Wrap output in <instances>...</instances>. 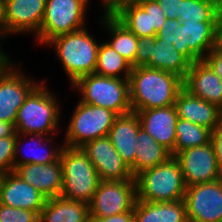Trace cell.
Wrapping results in <instances>:
<instances>
[{
    "label": "cell",
    "instance_id": "obj_10",
    "mask_svg": "<svg viewBox=\"0 0 222 222\" xmlns=\"http://www.w3.org/2000/svg\"><path fill=\"white\" fill-rule=\"evenodd\" d=\"M137 200L135 178L100 181L89 205L90 218H105L134 210Z\"/></svg>",
    "mask_w": 222,
    "mask_h": 222
},
{
    "label": "cell",
    "instance_id": "obj_43",
    "mask_svg": "<svg viewBox=\"0 0 222 222\" xmlns=\"http://www.w3.org/2000/svg\"><path fill=\"white\" fill-rule=\"evenodd\" d=\"M104 4V11L103 13H111L113 12L119 5L136 0H101Z\"/></svg>",
    "mask_w": 222,
    "mask_h": 222
},
{
    "label": "cell",
    "instance_id": "obj_35",
    "mask_svg": "<svg viewBox=\"0 0 222 222\" xmlns=\"http://www.w3.org/2000/svg\"><path fill=\"white\" fill-rule=\"evenodd\" d=\"M155 39L156 35L138 38V49L135 54L134 67L146 66L149 63Z\"/></svg>",
    "mask_w": 222,
    "mask_h": 222
},
{
    "label": "cell",
    "instance_id": "obj_9",
    "mask_svg": "<svg viewBox=\"0 0 222 222\" xmlns=\"http://www.w3.org/2000/svg\"><path fill=\"white\" fill-rule=\"evenodd\" d=\"M219 43L220 21L180 22L175 28L173 46L191 63L203 60Z\"/></svg>",
    "mask_w": 222,
    "mask_h": 222
},
{
    "label": "cell",
    "instance_id": "obj_5",
    "mask_svg": "<svg viewBox=\"0 0 222 222\" xmlns=\"http://www.w3.org/2000/svg\"><path fill=\"white\" fill-rule=\"evenodd\" d=\"M71 86L78 90L83 103L106 108L116 115L132 111L128 79L92 73L78 78Z\"/></svg>",
    "mask_w": 222,
    "mask_h": 222
},
{
    "label": "cell",
    "instance_id": "obj_21",
    "mask_svg": "<svg viewBox=\"0 0 222 222\" xmlns=\"http://www.w3.org/2000/svg\"><path fill=\"white\" fill-rule=\"evenodd\" d=\"M140 129L138 114L131 111L117 115L108 134L114 148L130 169L135 165V140Z\"/></svg>",
    "mask_w": 222,
    "mask_h": 222
},
{
    "label": "cell",
    "instance_id": "obj_28",
    "mask_svg": "<svg viewBox=\"0 0 222 222\" xmlns=\"http://www.w3.org/2000/svg\"><path fill=\"white\" fill-rule=\"evenodd\" d=\"M111 14L138 38L157 34L150 29L149 12H145L137 1L125 2Z\"/></svg>",
    "mask_w": 222,
    "mask_h": 222
},
{
    "label": "cell",
    "instance_id": "obj_11",
    "mask_svg": "<svg viewBox=\"0 0 222 222\" xmlns=\"http://www.w3.org/2000/svg\"><path fill=\"white\" fill-rule=\"evenodd\" d=\"M14 63L9 60L0 69V121H7L15 126L18 109L40 82L28 78L20 71V64Z\"/></svg>",
    "mask_w": 222,
    "mask_h": 222
},
{
    "label": "cell",
    "instance_id": "obj_27",
    "mask_svg": "<svg viewBox=\"0 0 222 222\" xmlns=\"http://www.w3.org/2000/svg\"><path fill=\"white\" fill-rule=\"evenodd\" d=\"M103 14L101 24H103L104 28L106 27L105 29L112 36L106 42L134 67L135 54L138 49V37L120 23L111 13Z\"/></svg>",
    "mask_w": 222,
    "mask_h": 222
},
{
    "label": "cell",
    "instance_id": "obj_40",
    "mask_svg": "<svg viewBox=\"0 0 222 222\" xmlns=\"http://www.w3.org/2000/svg\"><path fill=\"white\" fill-rule=\"evenodd\" d=\"M90 222H134V210L105 218H91Z\"/></svg>",
    "mask_w": 222,
    "mask_h": 222
},
{
    "label": "cell",
    "instance_id": "obj_19",
    "mask_svg": "<svg viewBox=\"0 0 222 222\" xmlns=\"http://www.w3.org/2000/svg\"><path fill=\"white\" fill-rule=\"evenodd\" d=\"M183 86L193 96L215 104L222 110V81L204 60L191 63Z\"/></svg>",
    "mask_w": 222,
    "mask_h": 222
},
{
    "label": "cell",
    "instance_id": "obj_2",
    "mask_svg": "<svg viewBox=\"0 0 222 222\" xmlns=\"http://www.w3.org/2000/svg\"><path fill=\"white\" fill-rule=\"evenodd\" d=\"M99 45L85 27L56 36L45 44L55 49L71 85L78 78L95 72Z\"/></svg>",
    "mask_w": 222,
    "mask_h": 222
},
{
    "label": "cell",
    "instance_id": "obj_39",
    "mask_svg": "<svg viewBox=\"0 0 222 222\" xmlns=\"http://www.w3.org/2000/svg\"><path fill=\"white\" fill-rule=\"evenodd\" d=\"M163 10L164 14L169 19L178 18L181 16L182 0H156Z\"/></svg>",
    "mask_w": 222,
    "mask_h": 222
},
{
    "label": "cell",
    "instance_id": "obj_14",
    "mask_svg": "<svg viewBox=\"0 0 222 222\" xmlns=\"http://www.w3.org/2000/svg\"><path fill=\"white\" fill-rule=\"evenodd\" d=\"M80 148L93 164L100 181L134 179L131 169L118 154L108 136L86 142Z\"/></svg>",
    "mask_w": 222,
    "mask_h": 222
},
{
    "label": "cell",
    "instance_id": "obj_8",
    "mask_svg": "<svg viewBox=\"0 0 222 222\" xmlns=\"http://www.w3.org/2000/svg\"><path fill=\"white\" fill-rule=\"evenodd\" d=\"M89 2V0H46L42 25L35 36L36 41L40 45H45L56 36L83 29Z\"/></svg>",
    "mask_w": 222,
    "mask_h": 222
},
{
    "label": "cell",
    "instance_id": "obj_26",
    "mask_svg": "<svg viewBox=\"0 0 222 222\" xmlns=\"http://www.w3.org/2000/svg\"><path fill=\"white\" fill-rule=\"evenodd\" d=\"M135 141L136 159L135 165L131 168L134 177L139 172L158 166L171 157V153L143 129L139 130Z\"/></svg>",
    "mask_w": 222,
    "mask_h": 222
},
{
    "label": "cell",
    "instance_id": "obj_20",
    "mask_svg": "<svg viewBox=\"0 0 222 222\" xmlns=\"http://www.w3.org/2000/svg\"><path fill=\"white\" fill-rule=\"evenodd\" d=\"M174 105L179 118L199 124L211 132L222 119V110L219 107L193 96L184 88L178 93Z\"/></svg>",
    "mask_w": 222,
    "mask_h": 222
},
{
    "label": "cell",
    "instance_id": "obj_18",
    "mask_svg": "<svg viewBox=\"0 0 222 222\" xmlns=\"http://www.w3.org/2000/svg\"><path fill=\"white\" fill-rule=\"evenodd\" d=\"M14 172L46 198L60 197L63 190V167L60 158L49 164L14 166Z\"/></svg>",
    "mask_w": 222,
    "mask_h": 222
},
{
    "label": "cell",
    "instance_id": "obj_4",
    "mask_svg": "<svg viewBox=\"0 0 222 222\" xmlns=\"http://www.w3.org/2000/svg\"><path fill=\"white\" fill-rule=\"evenodd\" d=\"M134 178L137 200L174 202L184 199L186 186L183 173L174 156L158 166L139 172Z\"/></svg>",
    "mask_w": 222,
    "mask_h": 222
},
{
    "label": "cell",
    "instance_id": "obj_36",
    "mask_svg": "<svg viewBox=\"0 0 222 222\" xmlns=\"http://www.w3.org/2000/svg\"><path fill=\"white\" fill-rule=\"evenodd\" d=\"M222 81V43L216 45L203 59Z\"/></svg>",
    "mask_w": 222,
    "mask_h": 222
},
{
    "label": "cell",
    "instance_id": "obj_33",
    "mask_svg": "<svg viewBox=\"0 0 222 222\" xmlns=\"http://www.w3.org/2000/svg\"><path fill=\"white\" fill-rule=\"evenodd\" d=\"M16 137L0 138V175L14 171Z\"/></svg>",
    "mask_w": 222,
    "mask_h": 222
},
{
    "label": "cell",
    "instance_id": "obj_32",
    "mask_svg": "<svg viewBox=\"0 0 222 222\" xmlns=\"http://www.w3.org/2000/svg\"><path fill=\"white\" fill-rule=\"evenodd\" d=\"M0 222H39V215L34 211L0 203Z\"/></svg>",
    "mask_w": 222,
    "mask_h": 222
},
{
    "label": "cell",
    "instance_id": "obj_41",
    "mask_svg": "<svg viewBox=\"0 0 222 222\" xmlns=\"http://www.w3.org/2000/svg\"><path fill=\"white\" fill-rule=\"evenodd\" d=\"M16 137V130L13 123L0 121V138Z\"/></svg>",
    "mask_w": 222,
    "mask_h": 222
},
{
    "label": "cell",
    "instance_id": "obj_24",
    "mask_svg": "<svg viewBox=\"0 0 222 222\" xmlns=\"http://www.w3.org/2000/svg\"><path fill=\"white\" fill-rule=\"evenodd\" d=\"M54 136L55 135H53V136L51 135V137L50 136L47 137L42 134H19V133H16L14 166H22L24 164H31V163L32 164H49V163H53V162L57 161L60 158L61 151L64 147V144H62L61 146H59V144H58V147L56 145L55 149H53V146L52 147L48 146V145H50V143H49L50 140L52 141V139H54L53 138ZM20 137H24L25 142L27 141L26 139H28V140L31 139L30 143H32V142L35 143L34 146H31L32 144H30V143L27 144V145H29V148L32 147V149H31L32 152L31 153L29 152L25 155L23 154L22 155L23 159L21 157L19 159V157H18V156H20V150H19L20 149L19 146H21V144H20L21 138ZM44 142H45V145L43 144ZM46 143H48V145H46ZM47 148H49L50 150ZM24 149H26V148H24Z\"/></svg>",
    "mask_w": 222,
    "mask_h": 222
},
{
    "label": "cell",
    "instance_id": "obj_16",
    "mask_svg": "<svg viewBox=\"0 0 222 222\" xmlns=\"http://www.w3.org/2000/svg\"><path fill=\"white\" fill-rule=\"evenodd\" d=\"M46 197L31 184L23 181L14 171L0 175V203L26 209L40 215Z\"/></svg>",
    "mask_w": 222,
    "mask_h": 222
},
{
    "label": "cell",
    "instance_id": "obj_34",
    "mask_svg": "<svg viewBox=\"0 0 222 222\" xmlns=\"http://www.w3.org/2000/svg\"><path fill=\"white\" fill-rule=\"evenodd\" d=\"M145 10L149 12L150 29L157 33L161 30L163 23L167 19L160 5L156 0H136Z\"/></svg>",
    "mask_w": 222,
    "mask_h": 222
},
{
    "label": "cell",
    "instance_id": "obj_44",
    "mask_svg": "<svg viewBox=\"0 0 222 222\" xmlns=\"http://www.w3.org/2000/svg\"><path fill=\"white\" fill-rule=\"evenodd\" d=\"M8 56L5 52H0V69L10 60Z\"/></svg>",
    "mask_w": 222,
    "mask_h": 222
},
{
    "label": "cell",
    "instance_id": "obj_15",
    "mask_svg": "<svg viewBox=\"0 0 222 222\" xmlns=\"http://www.w3.org/2000/svg\"><path fill=\"white\" fill-rule=\"evenodd\" d=\"M46 0H4V19L7 35L33 33L42 25Z\"/></svg>",
    "mask_w": 222,
    "mask_h": 222
},
{
    "label": "cell",
    "instance_id": "obj_1",
    "mask_svg": "<svg viewBox=\"0 0 222 222\" xmlns=\"http://www.w3.org/2000/svg\"><path fill=\"white\" fill-rule=\"evenodd\" d=\"M128 80L133 112L172 106L184 88L176 74L146 66L133 67Z\"/></svg>",
    "mask_w": 222,
    "mask_h": 222
},
{
    "label": "cell",
    "instance_id": "obj_12",
    "mask_svg": "<svg viewBox=\"0 0 222 222\" xmlns=\"http://www.w3.org/2000/svg\"><path fill=\"white\" fill-rule=\"evenodd\" d=\"M188 222H222V178L186 187Z\"/></svg>",
    "mask_w": 222,
    "mask_h": 222
},
{
    "label": "cell",
    "instance_id": "obj_23",
    "mask_svg": "<svg viewBox=\"0 0 222 222\" xmlns=\"http://www.w3.org/2000/svg\"><path fill=\"white\" fill-rule=\"evenodd\" d=\"M89 205L65 198H47L39 222H90Z\"/></svg>",
    "mask_w": 222,
    "mask_h": 222
},
{
    "label": "cell",
    "instance_id": "obj_7",
    "mask_svg": "<svg viewBox=\"0 0 222 222\" xmlns=\"http://www.w3.org/2000/svg\"><path fill=\"white\" fill-rule=\"evenodd\" d=\"M73 110L64 134V146L80 148L86 142L108 136L116 118L111 110L81 101Z\"/></svg>",
    "mask_w": 222,
    "mask_h": 222
},
{
    "label": "cell",
    "instance_id": "obj_3",
    "mask_svg": "<svg viewBox=\"0 0 222 222\" xmlns=\"http://www.w3.org/2000/svg\"><path fill=\"white\" fill-rule=\"evenodd\" d=\"M42 80L27 96L17 111L15 130L19 134H42L51 136L58 133L60 122L59 102Z\"/></svg>",
    "mask_w": 222,
    "mask_h": 222
},
{
    "label": "cell",
    "instance_id": "obj_6",
    "mask_svg": "<svg viewBox=\"0 0 222 222\" xmlns=\"http://www.w3.org/2000/svg\"><path fill=\"white\" fill-rule=\"evenodd\" d=\"M60 160L63 167L61 197L89 204L100 182L93 164L81 148L67 146L63 147Z\"/></svg>",
    "mask_w": 222,
    "mask_h": 222
},
{
    "label": "cell",
    "instance_id": "obj_13",
    "mask_svg": "<svg viewBox=\"0 0 222 222\" xmlns=\"http://www.w3.org/2000/svg\"><path fill=\"white\" fill-rule=\"evenodd\" d=\"M175 158L179 161L186 187L222 178L212 142L185 149Z\"/></svg>",
    "mask_w": 222,
    "mask_h": 222
},
{
    "label": "cell",
    "instance_id": "obj_31",
    "mask_svg": "<svg viewBox=\"0 0 222 222\" xmlns=\"http://www.w3.org/2000/svg\"><path fill=\"white\" fill-rule=\"evenodd\" d=\"M220 0H182L180 22L220 21Z\"/></svg>",
    "mask_w": 222,
    "mask_h": 222
},
{
    "label": "cell",
    "instance_id": "obj_30",
    "mask_svg": "<svg viewBox=\"0 0 222 222\" xmlns=\"http://www.w3.org/2000/svg\"><path fill=\"white\" fill-rule=\"evenodd\" d=\"M211 141V131L199 124L178 118L176 123V144L171 156H176L179 152L202 146Z\"/></svg>",
    "mask_w": 222,
    "mask_h": 222
},
{
    "label": "cell",
    "instance_id": "obj_29",
    "mask_svg": "<svg viewBox=\"0 0 222 222\" xmlns=\"http://www.w3.org/2000/svg\"><path fill=\"white\" fill-rule=\"evenodd\" d=\"M131 64L117 53L107 42L99 45L95 74L100 76L129 79ZM120 74L121 77H120Z\"/></svg>",
    "mask_w": 222,
    "mask_h": 222
},
{
    "label": "cell",
    "instance_id": "obj_37",
    "mask_svg": "<svg viewBox=\"0 0 222 222\" xmlns=\"http://www.w3.org/2000/svg\"><path fill=\"white\" fill-rule=\"evenodd\" d=\"M179 25L180 20L178 18H167L163 23L161 30L157 32L156 37L161 41H167L168 43L173 44L175 28H178Z\"/></svg>",
    "mask_w": 222,
    "mask_h": 222
},
{
    "label": "cell",
    "instance_id": "obj_38",
    "mask_svg": "<svg viewBox=\"0 0 222 222\" xmlns=\"http://www.w3.org/2000/svg\"><path fill=\"white\" fill-rule=\"evenodd\" d=\"M211 142L215 150L218 167L222 173V119L211 132Z\"/></svg>",
    "mask_w": 222,
    "mask_h": 222
},
{
    "label": "cell",
    "instance_id": "obj_45",
    "mask_svg": "<svg viewBox=\"0 0 222 222\" xmlns=\"http://www.w3.org/2000/svg\"><path fill=\"white\" fill-rule=\"evenodd\" d=\"M220 43H222V4L220 8Z\"/></svg>",
    "mask_w": 222,
    "mask_h": 222
},
{
    "label": "cell",
    "instance_id": "obj_22",
    "mask_svg": "<svg viewBox=\"0 0 222 222\" xmlns=\"http://www.w3.org/2000/svg\"><path fill=\"white\" fill-rule=\"evenodd\" d=\"M134 222H188L184 200L146 202L136 200Z\"/></svg>",
    "mask_w": 222,
    "mask_h": 222
},
{
    "label": "cell",
    "instance_id": "obj_25",
    "mask_svg": "<svg viewBox=\"0 0 222 222\" xmlns=\"http://www.w3.org/2000/svg\"><path fill=\"white\" fill-rule=\"evenodd\" d=\"M190 66L191 62L178 52L173 44L161 41L156 37L155 44L152 46L151 58L146 67L176 74L184 80Z\"/></svg>",
    "mask_w": 222,
    "mask_h": 222
},
{
    "label": "cell",
    "instance_id": "obj_42",
    "mask_svg": "<svg viewBox=\"0 0 222 222\" xmlns=\"http://www.w3.org/2000/svg\"><path fill=\"white\" fill-rule=\"evenodd\" d=\"M7 36V29L4 19V0H0V41ZM0 52H4L2 45L0 44Z\"/></svg>",
    "mask_w": 222,
    "mask_h": 222
},
{
    "label": "cell",
    "instance_id": "obj_17",
    "mask_svg": "<svg viewBox=\"0 0 222 222\" xmlns=\"http://www.w3.org/2000/svg\"><path fill=\"white\" fill-rule=\"evenodd\" d=\"M136 113L141 129L172 153L176 144V123L179 118L175 105L140 110Z\"/></svg>",
    "mask_w": 222,
    "mask_h": 222
}]
</instances>
